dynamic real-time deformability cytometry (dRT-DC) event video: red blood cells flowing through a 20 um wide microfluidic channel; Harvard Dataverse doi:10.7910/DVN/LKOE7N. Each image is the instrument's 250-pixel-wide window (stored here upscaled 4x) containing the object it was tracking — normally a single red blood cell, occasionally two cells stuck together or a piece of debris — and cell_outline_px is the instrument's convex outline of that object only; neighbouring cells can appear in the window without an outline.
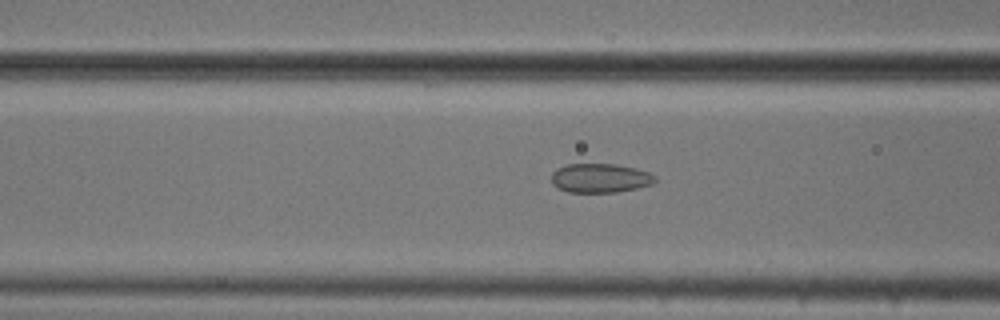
{"species": "common noctule bat (a hibernating species)", "species_latin": "Nyctalus noctula", "temperature_condition": "cold", "stored_images_in_passage": 53, "camera_frame_rate_fps": 3000, "um_per_image_px": 0.085, "animal": {"sex": "male", "body_mass_g": 20.5, "forearm_length_mm": 52.5}, "frame": {"image": 1, "passage_image": 21, "time_ms": 6.667, "image_size_px": [1000, 320], "cell_outline_px": [[656, 180], [652, 184], [636, 188], [616, 192], [568, 192], [552, 184], [552, 172], [556, 168], [568, 164], [616, 164], [636, 168], [648, 172], [656, 176]], "centroid_in_image_um": [51.01, 15.13], "position_along_channel_um": 115.6, "area_um2": 17.57}}
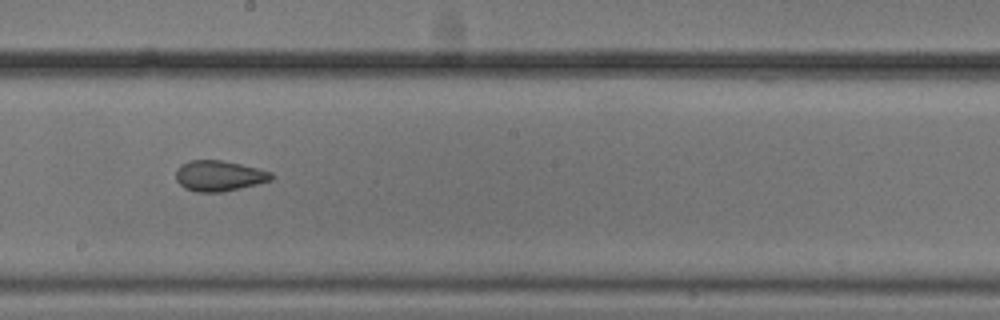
{"frame": {"image": 2, "passage_image": 30, "time_ms": 9.667, "image_size_px": [1000, 320], "cell_outline_px": [[276, 176], [272, 180], [240, 188], [220, 192], [196, 192], [184, 188], [176, 180], [176, 172], [180, 164], [188, 160], [220, 160], [240, 164], [272, 172]], "centroid_in_image_um": [18.61, 14.94], "position_along_channel_um": 229.6, "area_um2": 17.05}}
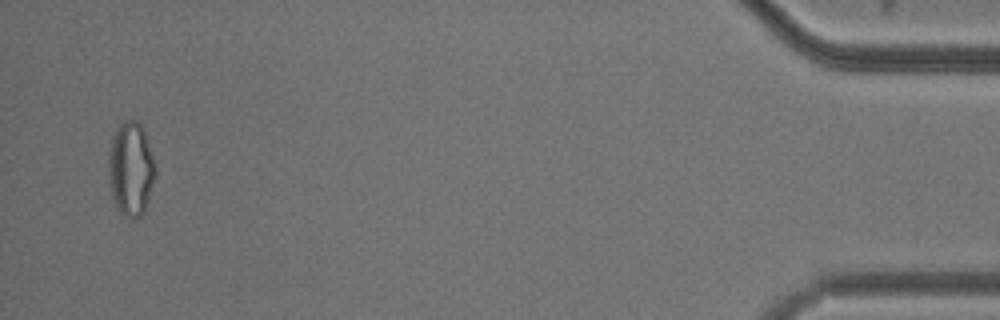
{"frame": {"image": 3, "passage_image": 52, "time_ms": 17.0, "image_size_px": [1000, 320], "cell_outline_px": [[156, 176], [144, 212], [140, 216], [132, 220], [120, 212], [112, 200], [108, 172], [108, 152], [112, 136], [116, 128], [124, 120], [136, 120], [144, 128], [156, 164]], "centroid_in_image_um": [11.13, 14.34], "position_along_channel_um": 424.1, "area_um2": 26.24}, "authors_computed_cell_mechanics": {"area_um2": 20.23, "velocity_mm_per_s": 3.7862, "shape_relaxation_time_tau1_ms": null, "shape_relaxation_time_tau2_ms": 1.8469, "deformation_change_tau1": null, "deformation_change_tau2": 0.0721}}